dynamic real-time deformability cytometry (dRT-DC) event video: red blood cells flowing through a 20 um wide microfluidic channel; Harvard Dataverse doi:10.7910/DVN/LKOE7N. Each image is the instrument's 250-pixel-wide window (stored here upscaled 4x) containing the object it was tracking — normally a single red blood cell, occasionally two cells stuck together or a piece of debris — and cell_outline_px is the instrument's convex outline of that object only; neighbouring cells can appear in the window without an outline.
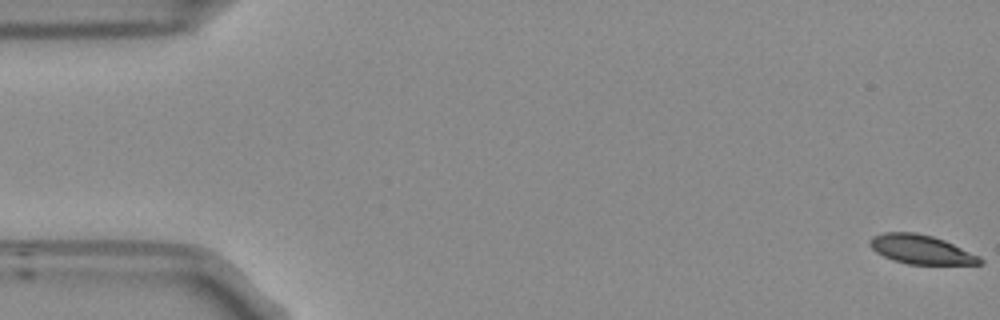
{"species": "Egyptian fruit bat (a non-hibernating species)", "species_latin": "Rousettus aegyptiacus", "temperature_condition": "room temperature", "stored_images_in_passage": 10, "camera_frame_rate_fps": 3000, "um_per_image_px": 0.085, "frame": {"image": 1, "passage_image": 1, "time_ms": 0.0, "image_size_px": [1000, 320], "cell_outline_px": [[984, 264], [908, 264], [884, 256], [876, 252], [868, 244], [868, 240], [872, 236], [884, 232], [916, 232], [932, 236], [944, 240], [980, 256], [984, 260]], "centroid_in_image_um": [78.29, 21.19], "position_along_channel_um": 6.7, "area_um2": 18.61}}